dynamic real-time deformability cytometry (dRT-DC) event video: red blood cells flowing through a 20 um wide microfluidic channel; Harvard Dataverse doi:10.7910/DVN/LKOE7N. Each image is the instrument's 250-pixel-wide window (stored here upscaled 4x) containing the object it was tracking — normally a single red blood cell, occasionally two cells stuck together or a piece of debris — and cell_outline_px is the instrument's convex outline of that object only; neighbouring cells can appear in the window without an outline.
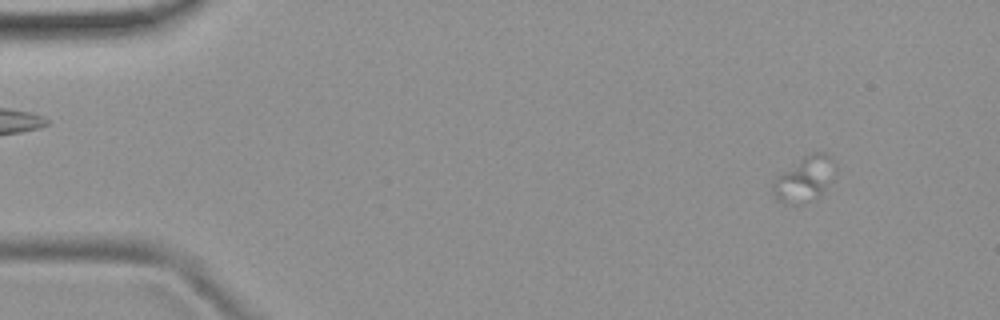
{"species": "common noctule bat (a hibernating species)", "species_latin": "Nyctalus noctula", "temperature_condition": "room temperature", "stored_images_in_passage": 5, "camera_frame_rate_fps": 3000, "um_per_image_px": 0.085, "animal": {"sex": "female", "body_mass_g": 19.9}, "frame": {"image": 1, "passage_image": 1, "time_ms": 0.0, "image_size_px": [1000, 320], "cell_outline_px": [[832, 160], [824, 192], [820, 196], [804, 204], [784, 204], [776, 200], [772, 188], [772, 184], [784, 172], [804, 156], [812, 152], [824, 152], [832, 156]], "centroid_in_image_um": [68.31, 15.27], "position_along_channel_um": 16.7, "area_um2": 15.55}}